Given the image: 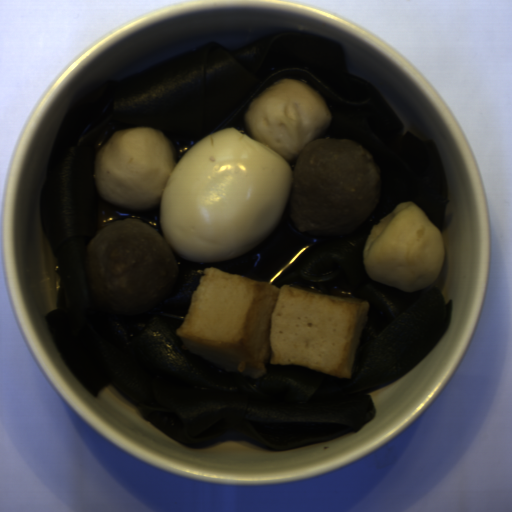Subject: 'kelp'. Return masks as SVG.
I'll list each match as a JSON object with an SVG mask.
<instances>
[{"label":"kelp","mask_w":512,"mask_h":512,"mask_svg":"<svg viewBox=\"0 0 512 512\" xmlns=\"http://www.w3.org/2000/svg\"><path fill=\"white\" fill-rule=\"evenodd\" d=\"M305 80L331 115L320 139L363 145L380 170L379 203L348 235L296 229L289 205L270 238L230 261L198 263L171 246L177 282L163 303L139 316L96 308L84 273L94 234L122 219H141L164 238L160 204L119 207L93 182L100 147L117 131L151 126L172 142L177 161L226 128L249 136L245 112L284 78ZM450 190L436 143L404 131L383 97L354 72L343 44L310 30L245 42L212 41L71 100L59 125L40 199L44 232L60 279L57 305L44 315L69 371L94 397L115 386L158 430L185 446L208 448L236 435L277 452L356 433L372 422L371 393L399 379L430 353L450 326L451 299L434 286L402 292L373 280L364 263L372 228L412 201L442 234ZM310 291L367 301L370 318L351 378L301 366H268L253 380L182 349L176 335L200 275L208 267Z\"/></svg>","instance_id":"obj_1"}]
</instances>
